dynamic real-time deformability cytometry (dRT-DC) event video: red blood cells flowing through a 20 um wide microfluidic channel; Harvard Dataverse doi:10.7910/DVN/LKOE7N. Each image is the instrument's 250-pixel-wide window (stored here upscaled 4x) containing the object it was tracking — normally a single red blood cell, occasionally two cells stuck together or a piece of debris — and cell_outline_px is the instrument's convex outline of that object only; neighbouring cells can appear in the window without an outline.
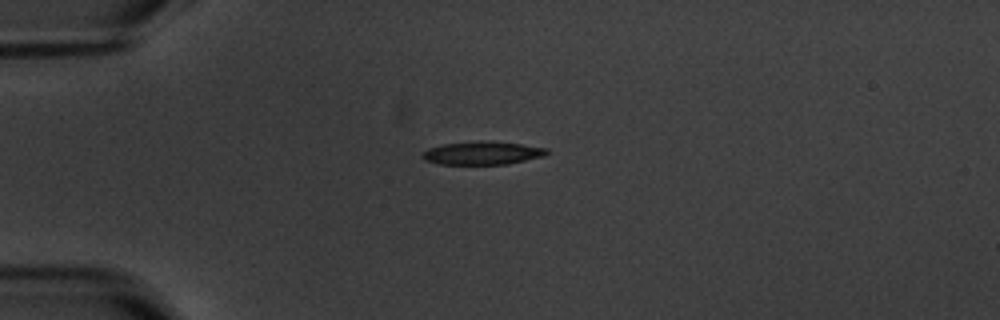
{"species": "common noctule bat (a hibernating species)", "species_latin": "Nyctalus noctula", "temperature_condition": "warm", "stored_images_in_passage": 2, "camera_frame_rate_fps": 3000, "um_per_image_px": 0.085, "animal": {"sex": "male", "body_mass_g": 20.1, "forearm_length_mm": 53.5}, "frame": {"image": 1, "passage_image": 1, "time_ms": 0.0, "image_size_px": [1000, 320], "cell_outline_px": [[548, 152], [544, 156], [508, 164], [440, 164], [424, 160], [420, 156], [420, 152], [428, 148], [444, 144], [480, 140], [520, 144], [548, 148]], "centroid_in_image_um": [40.95, 13.01], "position_along_channel_um": 44.0, "area_um2": 16.88}}